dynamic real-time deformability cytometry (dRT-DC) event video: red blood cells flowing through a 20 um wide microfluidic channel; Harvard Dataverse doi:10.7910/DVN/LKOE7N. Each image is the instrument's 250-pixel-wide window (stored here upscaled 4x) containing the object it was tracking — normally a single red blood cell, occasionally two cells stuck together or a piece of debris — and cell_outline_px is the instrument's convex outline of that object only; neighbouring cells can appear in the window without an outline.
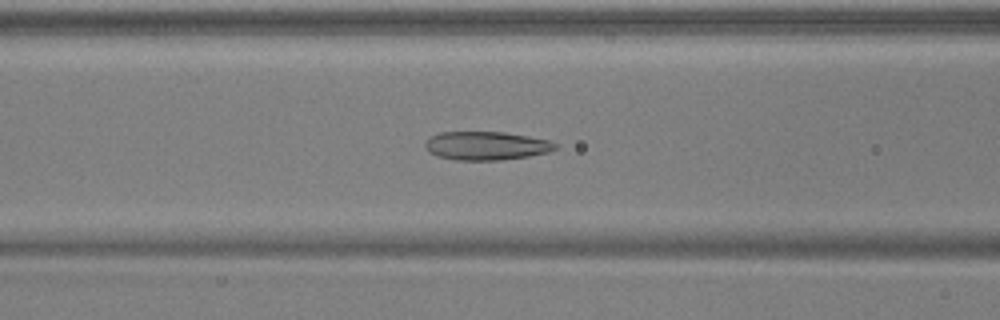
{"species": "common noctule bat (a hibernating species)", "species_latin": "Nyctalus noctula", "temperature_condition": "warm", "stored_images_in_passage": 52, "camera_frame_rate_fps": 3000, "um_per_image_px": 0.085, "animal": {"sex": "male", "body_mass_g": 17.9, "forearm_length_mm": 54.2}, "frame": {"image": 1, "passage_image": 22, "time_ms": 7.0, "image_size_px": [1000, 320], "cell_outline_px": [[560, 144], [556, 148], [548, 152], [528, 156], [500, 160], [456, 160], [440, 156], [428, 152], [424, 144], [428, 136], [440, 132], [504, 132], [528, 136], [548, 140]], "centroid_in_image_um": [41.32, 12.38], "position_along_channel_um": 125.3, "area_um2": 21.68}}
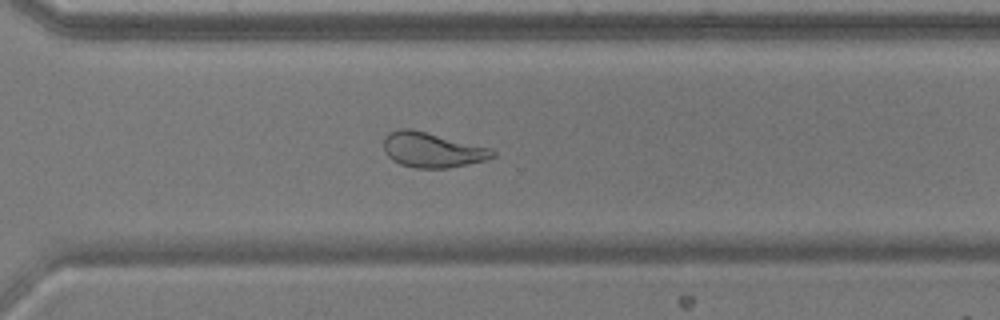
{"frame": {"image": 2, "passage_image": 38, "time_ms": 12.333, "image_size_px": [1000, 320], "cell_outline_px": [[496, 156], [484, 160], [468, 164], [448, 168], [416, 168], [400, 164], [392, 160], [384, 152], [384, 140], [392, 132], [400, 128], [412, 128], [492, 148], [496, 152]], "centroid_in_image_um": [36.76, 12.74], "position_along_channel_um": 333.8, "area_um2": 22.25}}
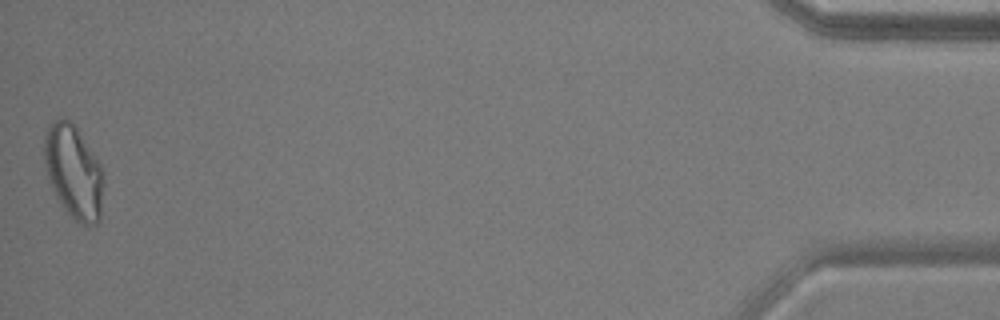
{"frame": {"image": 3, "passage_image": 52, "time_ms": 17.0, "image_size_px": [1000, 320], "cell_outline_px": [[104, 184], [100, 220], [96, 224], [84, 224], [76, 220], [60, 204], [48, 180], [44, 160], [44, 136], [48, 124], [56, 120], [72, 120], [104, 168]], "centroid_in_image_um": [6.28, 14.59], "position_along_channel_um": 428.9, "area_um2": 32.6}, "authors_computed_cell_mechanics": {"area_um2": 24.1893, "velocity_mm_per_s": 3.915, "shape_relaxation_time_tau1_ms": null, "shape_relaxation_time_tau2_ms": 1.6395, "deformation_change_tau1": null, "deformation_change_tau2": 0.0867}}